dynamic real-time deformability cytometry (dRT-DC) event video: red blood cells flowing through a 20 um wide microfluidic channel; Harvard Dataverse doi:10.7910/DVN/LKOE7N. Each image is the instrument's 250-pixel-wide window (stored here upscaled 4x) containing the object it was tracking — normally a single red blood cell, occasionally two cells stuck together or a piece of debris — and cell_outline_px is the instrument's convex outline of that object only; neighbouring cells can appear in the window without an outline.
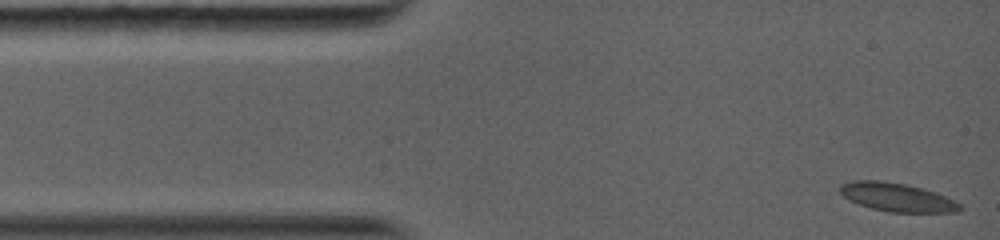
{"species": "common noctule bat (a hibernating species)", "species_latin": "Nyctalus noctula", "temperature_condition": "warm", "stored_images_in_passage": 6, "camera_frame_rate_fps": 5000, "um_per_image_px": 0.085, "animal": {"sex": "female", "body_mass_g": 19.0, "forearm_length_mm": 56.7}, "frame": {"image": 1, "passage_image": 1, "time_ms": 0.0, "image_size_px": [1000, 240], "cell_outline_px": [[964, 208], [960, 212], [888, 212], [872, 208], [848, 200], [840, 192], [840, 184], [852, 180], [880, 180], [904, 184], [936, 192], [960, 204]], "centroid_in_image_um": [76.23, 16.77], "position_along_channel_um": 8.8, "area_um2": 19.83}}
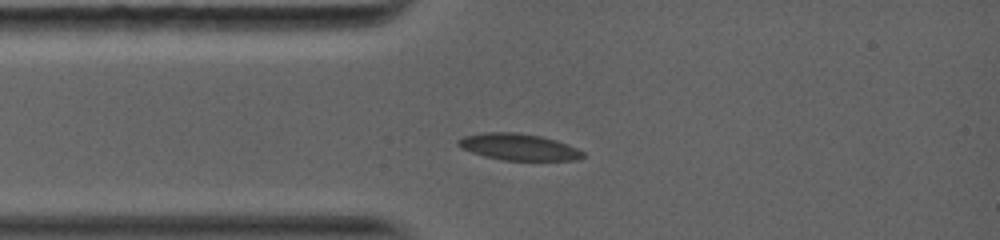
{"frame": {"image": 2, "passage_image": 4, "time_ms": 2.4, "image_size_px": [1000, 240], "cell_outline_px": [[584, 156], [576, 160], [500, 160], [484, 156], [460, 148], [456, 144], [456, 140], [464, 136], [484, 132], [516, 132], [540, 136], [556, 140], [568, 144], [584, 152]], "centroid_in_image_um": [44.04, 12.49], "position_along_channel_um": 41.0, "area_um2": 19.36}}
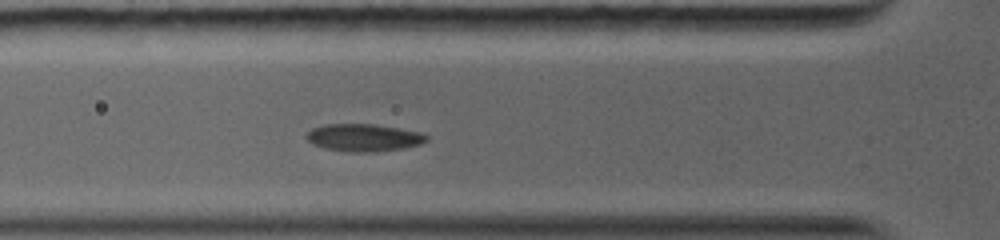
{"frame": {"image": 3, "passage_image": 6, "time_ms": 3.8, "image_size_px": [1000, 240], "cell_outline_px": [[428, 140], [420, 144], [404, 148], [376, 152], [348, 152], [328, 148], [312, 144], [304, 136], [312, 128], [324, 124], [372, 124], [420, 132], [428, 136]], "centroid_in_image_um": [30.9, 11.7], "position_along_channel_um": 94.9, "area_um2": 19.13}}